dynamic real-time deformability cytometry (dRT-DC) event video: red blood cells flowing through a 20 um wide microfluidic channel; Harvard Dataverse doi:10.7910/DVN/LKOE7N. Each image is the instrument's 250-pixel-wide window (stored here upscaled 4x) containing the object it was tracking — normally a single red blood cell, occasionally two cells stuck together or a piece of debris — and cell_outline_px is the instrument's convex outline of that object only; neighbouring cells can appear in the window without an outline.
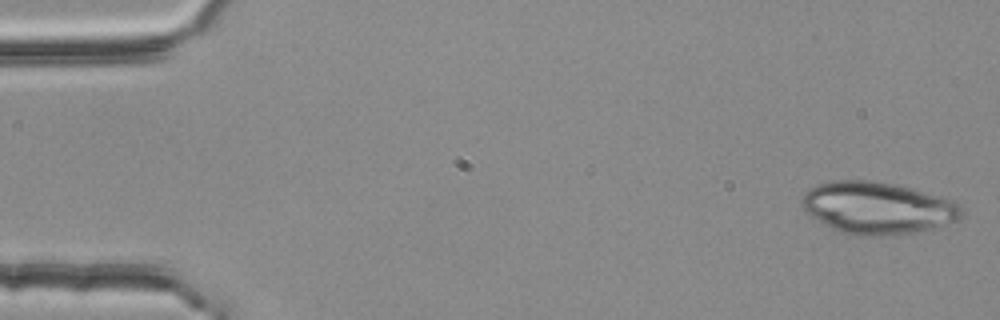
{"species": "common noctule bat (a hibernating species)", "species_latin": "Nyctalus noctula", "temperature_condition": "room temperature", "stored_images_in_passage": 53, "camera_frame_rate_fps": 3000, "um_per_image_px": 0.085, "animal": {"sex": "female", "body_mass_g": 25.1}, "frame": {"image": 1, "passage_image": 1, "time_ms": 0.0, "image_size_px": [1000, 320], "cell_outline_px": [[964, 212], [956, 220], [932, 228], [912, 232], [880, 236], [860, 236], [844, 232], [832, 228], [804, 212], [800, 204], [800, 200], [804, 192], [816, 184], [832, 180], [872, 180], [892, 184], [940, 196], [952, 200], [960, 204]], "centroid_in_image_um": [74.53, 17.66], "position_along_channel_um": 10.5, "area_um2": 48.21}}
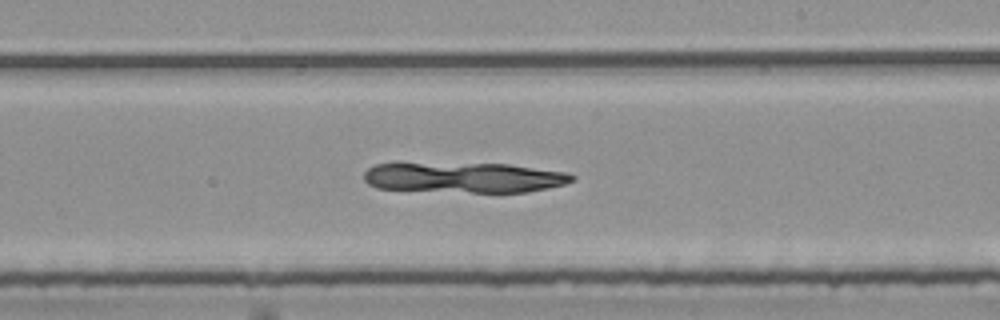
{"frame": {"image": 2, "passage_image": 31, "time_ms": 10.0, "image_size_px": [1000, 320], "cell_outline_px": [[576, 180], [564, 184], [548, 188], [528, 192], [472, 192], [376, 188], [368, 184], [364, 180], [364, 172], [368, 168], [376, 164], [508, 164], [564, 172], [576, 176]], "centroid_in_image_um": [39.49, 15.1], "position_along_channel_um": 249.5, "area_um2": 36.24}}
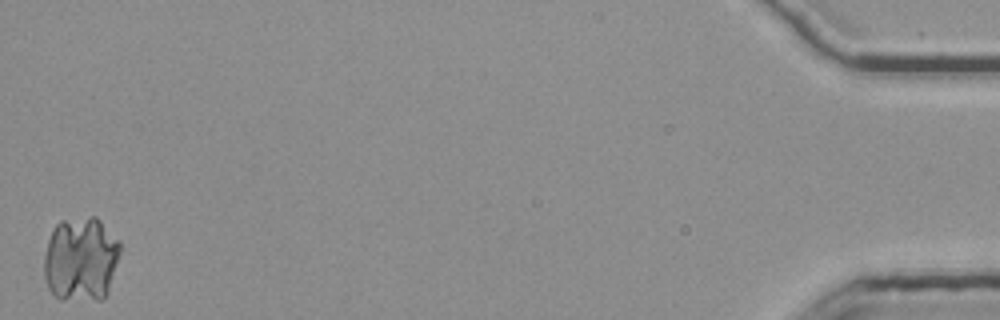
{"frame": {"image": 3, "passage_image": 53, "time_ms": 17.333, "image_size_px": [1000, 320], "cell_outline_px": [[120, 252], [108, 292], [104, 300], [60, 300], [48, 288], [44, 276], [44, 256], [48, 240], [56, 224], [60, 220], [92, 216], [96, 216], [120, 240]], "centroid_in_image_um": [6.88, 22.04], "position_along_channel_um": 428.3, "area_um2": 37.97}}